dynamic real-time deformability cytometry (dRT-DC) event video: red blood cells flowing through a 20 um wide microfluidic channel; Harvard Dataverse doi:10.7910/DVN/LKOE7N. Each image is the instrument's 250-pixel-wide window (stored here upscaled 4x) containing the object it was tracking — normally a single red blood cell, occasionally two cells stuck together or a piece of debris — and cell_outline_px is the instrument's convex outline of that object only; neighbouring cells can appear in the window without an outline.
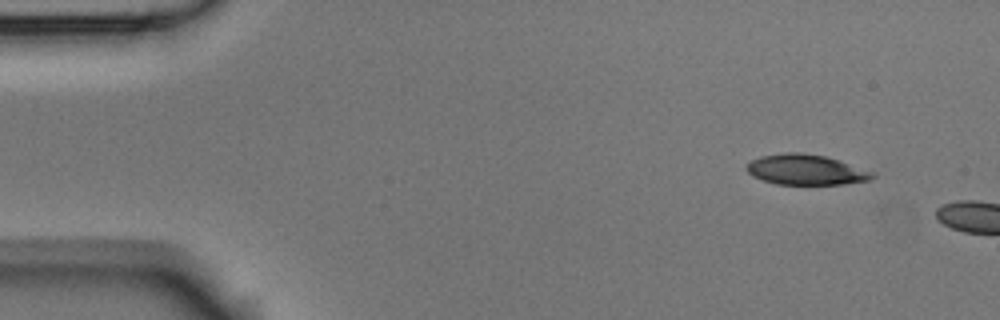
{"species": "Egyptian fruit bat (a non-hibernating species)", "species_latin": "Rousettus aegyptiacus", "temperature_condition": "room temperature", "stored_images_in_passage": 2, "camera_frame_rate_fps": 3000, "um_per_image_px": 0.085, "animal": {"sex": "male"}, "frame": {"image": 1, "passage_image": 1, "time_ms": 0.0, "image_size_px": [1000, 320], "cell_outline_px": [[876, 176], [868, 180], [844, 184], [776, 184], [752, 176], [744, 168], [752, 160], [760, 156], [784, 152], [804, 152], [824, 156], [876, 172]], "centroid_in_image_um": [68.5, 14.42], "position_along_channel_um": 16.5, "area_um2": 22.25}}